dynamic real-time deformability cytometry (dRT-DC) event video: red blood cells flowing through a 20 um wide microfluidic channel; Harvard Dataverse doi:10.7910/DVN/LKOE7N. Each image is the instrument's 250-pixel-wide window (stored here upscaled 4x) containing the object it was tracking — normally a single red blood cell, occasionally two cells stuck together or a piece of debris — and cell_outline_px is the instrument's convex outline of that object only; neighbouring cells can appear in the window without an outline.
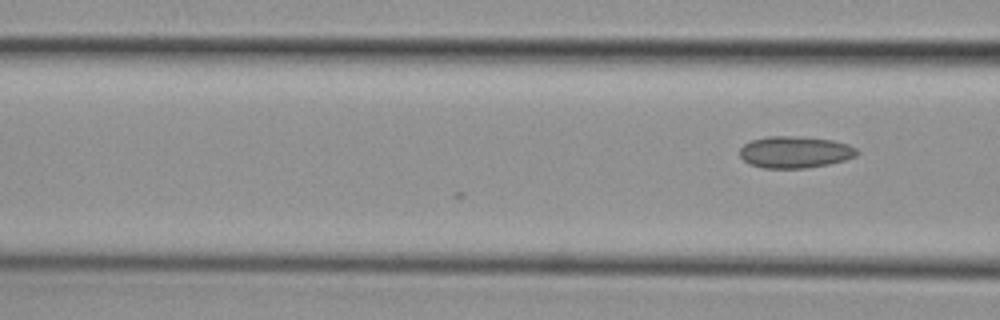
{"species": "common noctule bat (a hibernating species)", "species_latin": "Nyctalus noctula", "temperature_condition": "cold", "stored_images_in_passage": 6, "camera_frame_rate_fps": 3000, "um_per_image_px": 0.085, "animal": {"sex": "female", "body_mass_g": 29.2, "forearm_length_mm": 56.3}, "frame": {"image": 1, "passage_image": 6, "time_ms": 1.667, "image_size_px": [1000, 320], "cell_outline_px": [[860, 152], [856, 156], [844, 160], [828, 164], [804, 168], [764, 168], [748, 164], [740, 156], [740, 148], [744, 144], [752, 140], [768, 136], [804, 136], [832, 140], [848, 144], [856, 148]], "centroid_in_image_um": [67.57, 12.92], "position_along_channel_um": 99.0, "area_um2": 21.79}}